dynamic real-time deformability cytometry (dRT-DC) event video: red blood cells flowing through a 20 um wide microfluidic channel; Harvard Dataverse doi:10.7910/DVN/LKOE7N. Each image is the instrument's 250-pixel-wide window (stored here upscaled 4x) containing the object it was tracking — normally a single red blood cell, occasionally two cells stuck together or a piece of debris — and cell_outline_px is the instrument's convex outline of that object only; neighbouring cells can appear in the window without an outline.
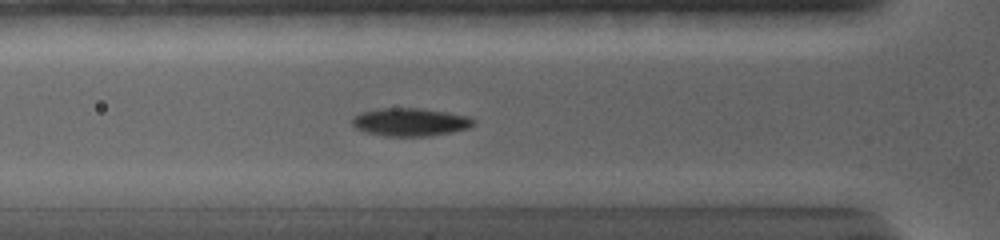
{"species": "common noctule bat (a hibernating species)", "species_latin": "Nyctalus noctula", "temperature_condition": "warm", "stored_images_in_passage": 38, "camera_frame_rate_fps": 5000, "um_per_image_px": 0.085, "animal": {"sex": "female", "body_mass_g": 19.0, "forearm_length_mm": 56.7}, "frame": {"image": 1, "passage_image": 12, "time_ms": 4.2, "image_size_px": [1000, 240], "cell_outline_px": [[476, 124], [468, 128], [452, 132], [428, 136], [384, 136], [364, 132], [356, 128], [352, 124], [352, 116], [360, 112], [380, 108], [420, 108], [448, 112], [468, 116], [476, 120]], "centroid_in_image_um": [34.87, 10.37], "position_along_channel_um": 90.9, "area_um2": 20.06}}
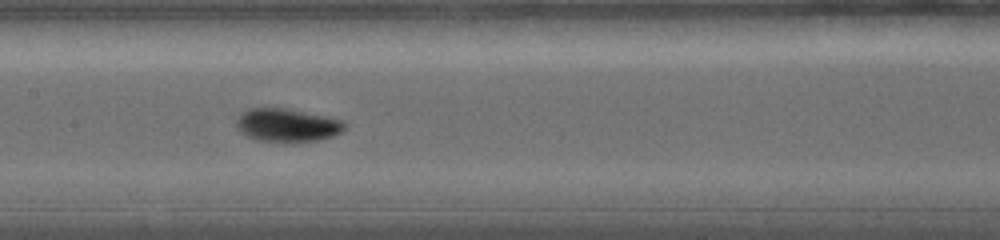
{"frame": {"image": 2, "passage_image": 18, "time_ms": 6.6, "image_size_px": [1000, 240], "cell_outline_px": [[348, 124], [344, 132], [320, 140], [292, 144], [284, 144], [256, 140], [244, 136], [236, 128], [236, 116], [240, 112], [248, 108], [288, 108], [328, 116], [344, 120]], "centroid_in_image_um": [24.42, 10.67], "position_along_channel_um": 183.0, "area_um2": 22.25}}
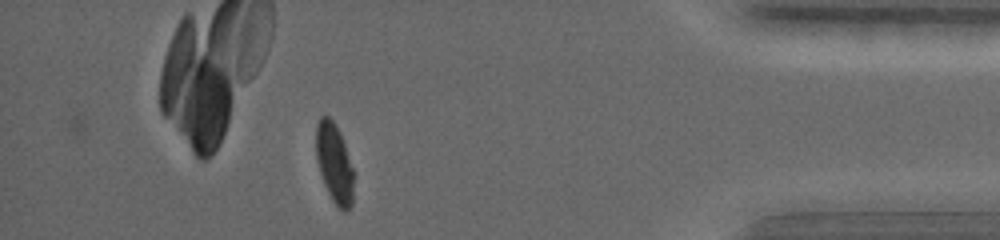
{"frame": {"image": 3, "passage_image": 36, "time_ms": 13.6, "image_size_px": [1000, 240], "cell_outline_px": [[352, 204], [344, 212], [332, 200], [324, 184], [320, 172], [316, 156], [316, 124], [320, 116], [328, 116], [336, 124], [340, 132], [352, 168]], "centroid_in_image_um": [28.39, 13.83], "position_along_channel_um": 406.8, "area_um2": 17.05}, "authors_computed_cell_mechanics": {"area_um2": 19.4786, "velocity_mm_per_s": 3.8429, "shape_relaxation_time_tau1_ms": 2.4311, "shape_relaxation_time_tau2_ms": null, "deformation_change_tau1": 0.1508, "deformation_change_tau2": null}}